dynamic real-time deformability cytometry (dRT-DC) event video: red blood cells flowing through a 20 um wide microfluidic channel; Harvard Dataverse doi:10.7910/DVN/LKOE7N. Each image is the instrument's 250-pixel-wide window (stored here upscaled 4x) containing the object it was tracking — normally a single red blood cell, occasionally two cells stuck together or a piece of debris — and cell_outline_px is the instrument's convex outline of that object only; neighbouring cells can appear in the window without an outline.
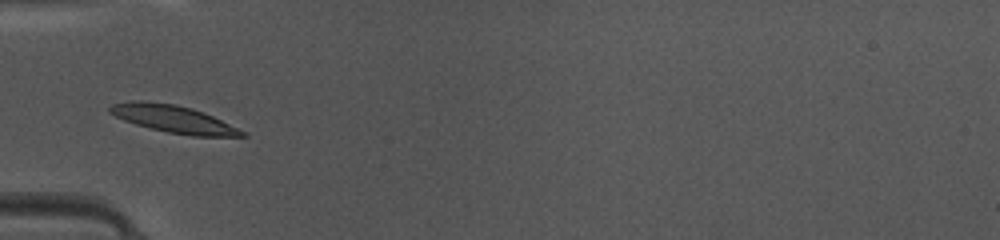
{"species": "common noctule bat (a hibernating species)", "species_latin": "Nyctalus noctula", "temperature_condition": "warm", "stored_images_in_passage": 33, "camera_frame_rate_fps": 3000, "um_per_image_px": 0.085, "animal": {"sex": "female", "body_mass_g": 10.0, "forearm_length_mm": 53.1}, "frame": {"image": 1, "passage_image": 1, "time_ms": 0.0, "image_size_px": [1000, 240], "cell_outline_px": [[248, 136], [192, 136], [168, 132], [136, 124], [124, 120], [108, 112], [108, 108], [112, 104], [132, 100], [140, 100], [176, 104], [192, 108], [212, 116], [248, 132]], "centroid_in_image_um": [14.76, 10.11], "position_along_channel_um": 70.2, "area_um2": 21.04}}
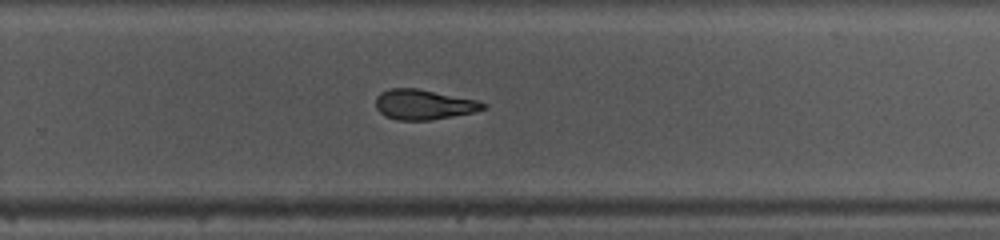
{"frame": {"image": 2, "passage_image": 17, "time_ms": 5.333, "image_size_px": [1000, 240], "cell_outline_px": [[488, 108], [472, 112], [432, 120], [396, 120], [384, 116], [376, 108], [376, 96], [380, 92], [388, 88], [420, 88], [476, 100], [488, 104]], "centroid_in_image_um": [35.99, 8.88], "position_along_channel_um": 293.8, "area_um2": 19.02}}
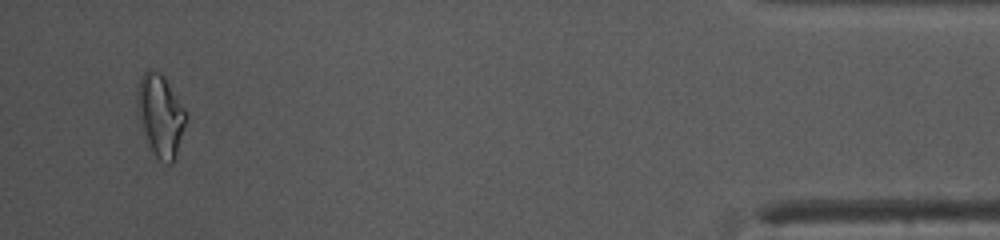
{"frame": {"image": 3, "passage_image": 31, "time_ms": 10.0, "image_size_px": [1000, 240], "cell_outline_px": [[184, 124], [176, 156], [172, 164], [168, 164], [160, 160], [156, 156], [136, 116], [136, 92], [140, 76], [148, 68], [160, 72], [164, 76], [184, 108]], "centroid_in_image_um": [13.58, 9.75], "position_along_channel_um": 421.6, "area_um2": 22.95}, "authors_computed_cell_mechanics": {"area_um2": 19.9988, "velocity_mm_per_s": 4.1834, "shape_relaxation_time_tau1_ms": 3.0875, "shape_relaxation_time_tau2_ms": 2.0478, "deformation_change_tau1": 0.1472, "deformation_change_tau2": 0.1057}}